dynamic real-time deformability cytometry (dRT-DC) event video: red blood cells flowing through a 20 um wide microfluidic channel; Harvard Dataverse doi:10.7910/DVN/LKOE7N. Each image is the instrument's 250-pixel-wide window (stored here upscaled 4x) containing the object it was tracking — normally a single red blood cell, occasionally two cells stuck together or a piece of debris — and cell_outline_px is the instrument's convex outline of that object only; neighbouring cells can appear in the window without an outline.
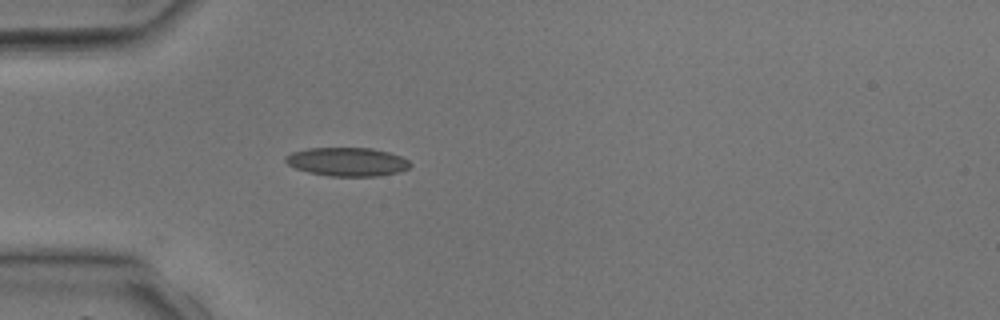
{"species": "common noctule bat (a hibernating species)", "species_latin": "Nyctalus noctula", "temperature_condition": "room temperature", "stored_images_in_passage": 28, "camera_frame_rate_fps": 3000, "um_per_image_px": 0.085, "animal": {"sex": "male", "body_mass_g": 17.9, "forearm_length_mm": 54.2}, "frame": {"image": 1, "passage_image": 1, "time_ms": 0.0, "image_size_px": [1000, 320], "cell_outline_px": [[412, 164], [408, 168], [396, 172], [376, 176], [328, 176], [308, 172], [296, 168], [288, 164], [284, 160], [284, 156], [292, 152], [308, 148], [372, 148], [388, 152], [400, 156], [408, 160]], "centroid_in_image_um": [29.48, 13.75], "position_along_channel_um": 55.5, "area_um2": 20.69}}
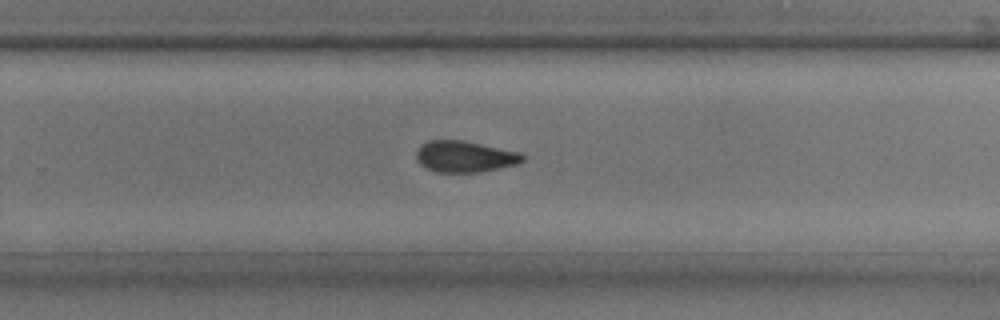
{"frame": {"image": 2, "passage_image": 15, "time_ms": 4.667, "image_size_px": [1000, 320], "cell_outline_px": [[524, 160], [520, 164], [480, 172], [436, 172], [420, 164], [416, 160], [416, 152], [428, 140], [464, 140], [520, 152], [524, 156]], "centroid_in_image_um": [39.54, 13.31], "position_along_channel_um": 290.3, "area_um2": 19.42}}
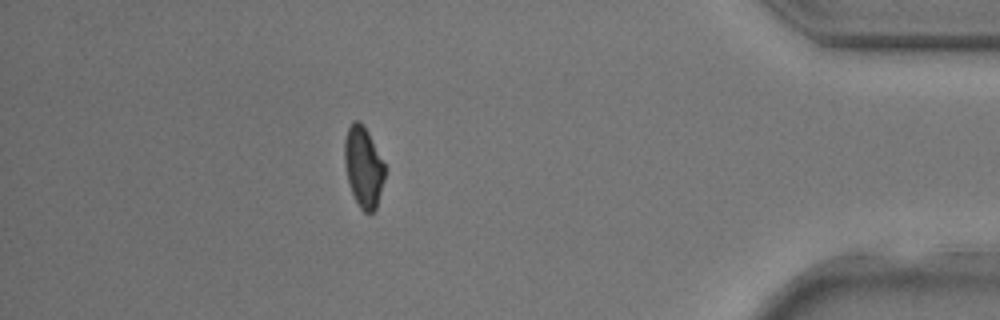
{"frame": {"image": 3, "passage_image": 24, "time_ms": 7.667, "image_size_px": [1000, 320], "cell_outline_px": [[384, 180], [376, 208], [372, 212], [364, 212], [360, 208], [352, 192], [348, 180], [344, 164], [344, 140], [348, 128], [352, 120], [360, 120], [368, 132], [384, 164]], "centroid_in_image_um": [30.87, 14.16], "position_along_channel_um": 404.3, "area_um2": 18.73}}